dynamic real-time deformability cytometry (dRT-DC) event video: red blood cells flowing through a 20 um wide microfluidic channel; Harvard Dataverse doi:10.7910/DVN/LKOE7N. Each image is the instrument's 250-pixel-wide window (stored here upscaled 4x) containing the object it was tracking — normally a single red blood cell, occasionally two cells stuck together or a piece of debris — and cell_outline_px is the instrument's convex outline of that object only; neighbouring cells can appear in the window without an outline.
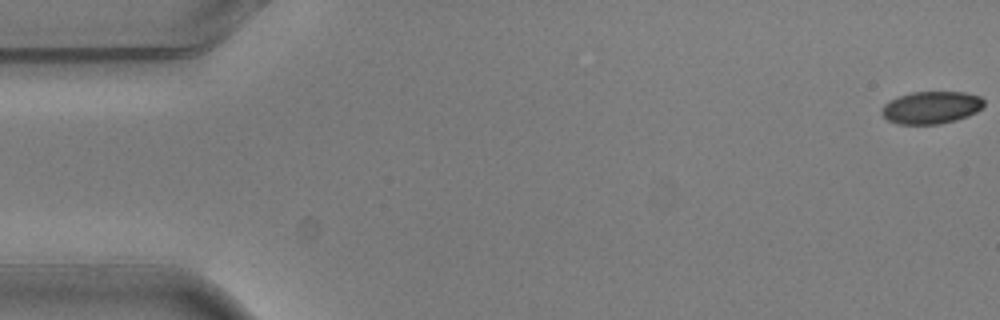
{"species": "common noctule bat (a hibernating species)", "species_latin": "Nyctalus noctula", "temperature_condition": "warm", "stored_images_in_passage": 5, "camera_frame_rate_fps": 3000, "um_per_image_px": 0.085, "animal": {"sex": "male", "body_mass_g": 20.5, "forearm_length_mm": 52.5}, "frame": {"image": 1, "passage_image": 1, "time_ms": 0.0, "image_size_px": [1000, 320], "cell_outline_px": [[984, 104], [976, 112], [968, 116], [956, 120], [940, 124], [900, 124], [888, 120], [880, 112], [884, 104], [888, 100], [912, 92], [964, 92], [980, 96], [984, 100]], "centroid_in_image_um": [79.15, 9.14], "position_along_channel_um": 5.8, "area_um2": 19.31}}